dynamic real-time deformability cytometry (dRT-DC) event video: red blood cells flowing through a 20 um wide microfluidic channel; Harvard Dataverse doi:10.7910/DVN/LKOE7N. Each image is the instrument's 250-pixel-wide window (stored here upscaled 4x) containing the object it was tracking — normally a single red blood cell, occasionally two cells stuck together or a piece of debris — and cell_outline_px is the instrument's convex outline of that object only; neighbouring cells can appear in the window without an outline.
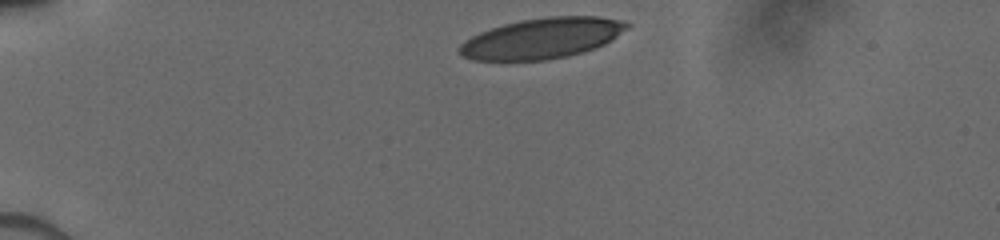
{"species": "human", "species_latin": "Homo sapiens", "temperature_condition": "cold", "stored_images_in_passage": 7, "camera_frame_rate_fps": 3000, "um_per_image_px": 0.085, "donor": {"sex": "male"}, "frame": {"image": 1, "passage_image": 1, "time_ms": 0.0, "image_size_px": [1000, 240], "cell_outline_px": [[632, 24], [628, 28], [604, 44], [596, 48], [568, 56], [544, 60], [472, 60], [460, 56], [456, 52], [456, 48], [464, 40], [480, 32], [504, 24], [520, 20], [548, 16], [600, 16], [620, 20]], "centroid_in_image_um": [46.03, 3.25], "position_along_channel_um": 39.0, "area_um2": 39.77}}
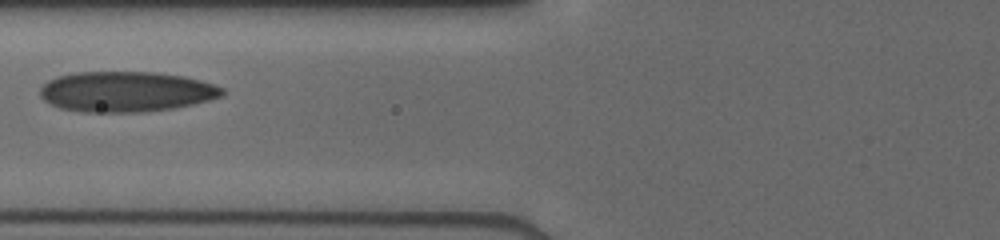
{"frame": {"image": 2, "passage_image": 4, "time_ms": 3.333, "image_size_px": [1000, 240], "cell_outline_px": [[224, 96], [192, 104], [172, 108], [140, 112], [84, 112], [60, 108], [44, 100], [40, 96], [40, 88], [48, 80], [56, 76], [76, 72], [156, 72], [184, 76], [200, 80], [224, 88]], "centroid_in_image_um": [10.71, 7.78], "position_along_channel_um": 115.1, "area_um2": 42.89}}
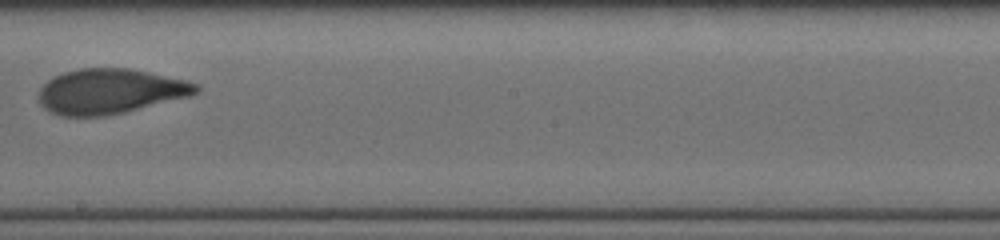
{"frame": {"image": 3, "passage_image": 7, "time_ms": 6.333, "image_size_px": [1000, 240], "cell_outline_px": [[200, 88], [196, 92], [188, 96], [124, 112], [104, 116], [60, 116], [48, 112], [40, 104], [40, 88], [52, 76], [64, 72], [80, 68], [132, 68], [188, 80], [200, 84]], "centroid_in_image_um": [9.34, 7.75], "position_along_channel_um": 238.9, "area_um2": 41.38}}